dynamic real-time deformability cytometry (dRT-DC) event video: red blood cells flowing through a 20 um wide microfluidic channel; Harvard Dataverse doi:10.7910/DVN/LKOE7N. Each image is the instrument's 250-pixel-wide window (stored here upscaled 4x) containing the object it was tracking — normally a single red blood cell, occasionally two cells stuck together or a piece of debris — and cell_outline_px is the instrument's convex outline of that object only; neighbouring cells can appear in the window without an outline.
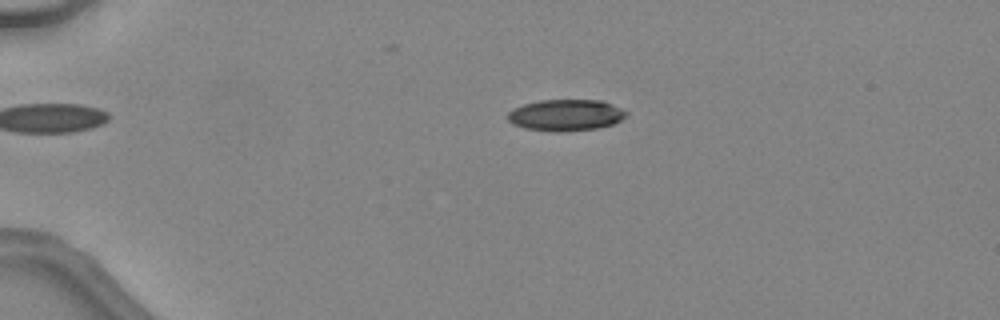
{"species": "common noctule bat (a hibernating species)", "species_latin": "Nyctalus noctula", "temperature_condition": "warm", "stored_images_in_passage": 47, "camera_frame_rate_fps": 3000, "um_per_image_px": 0.085, "animal": {"sex": "female", "body_mass_g": 24.6, "forearm_length_mm": 56.2}, "frame": {"image": 1, "passage_image": 12, "time_ms": 3.667, "image_size_px": [1000, 320], "cell_outline_px": [[628, 116], [612, 124], [596, 128], [560, 132], [556, 132], [524, 128], [512, 124], [508, 120], [508, 112], [512, 108], [524, 104], [540, 100], [600, 100], [620, 108], [628, 112]], "centroid_in_image_um": [48.06, 9.78], "position_along_channel_um": 36.9, "area_um2": 21.68}}
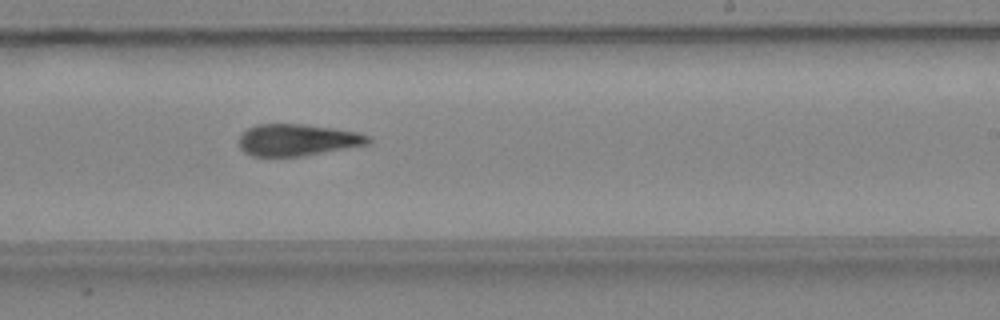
{"frame": {"image": 2, "passage_image": 31, "time_ms": 10.0, "image_size_px": [1000, 320], "cell_outline_px": [[372, 144], [304, 156], [252, 156], [244, 152], [240, 148], [240, 136], [248, 128], [260, 124], [300, 124], [332, 128], [356, 132], [372, 136]], "centroid_in_image_um": [25.35, 11.91], "position_along_channel_um": 263.7, "area_um2": 23.99}}
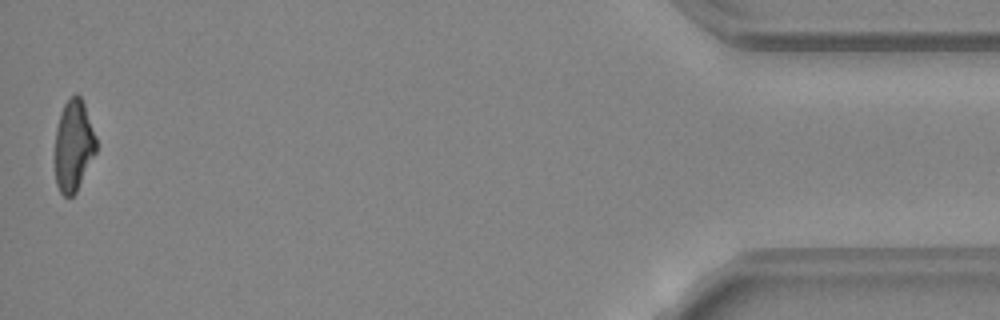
{"frame": {"image": 3, "passage_image": 47, "time_ms": 15.333, "image_size_px": [1000, 320], "cell_outline_px": [[96, 152], [76, 192], [72, 196], [64, 196], [60, 192], [56, 184], [56, 128], [60, 112], [64, 104], [76, 92], [80, 96], [84, 104], [96, 136]], "centroid_in_image_um": [6.26, 12.37], "position_along_channel_um": 428.9, "area_um2": 21.73}, "authors_computed_cell_mechanics": {"area_um2": 23.409, "velocity_mm_per_s": 4.567, "shape_relaxation_time_tau1_ms": 10.8245, "shape_relaxation_time_tau2_ms": 4.1591, "deformation_change_tau1": 0.2773, "deformation_change_tau2": 0.1527}}